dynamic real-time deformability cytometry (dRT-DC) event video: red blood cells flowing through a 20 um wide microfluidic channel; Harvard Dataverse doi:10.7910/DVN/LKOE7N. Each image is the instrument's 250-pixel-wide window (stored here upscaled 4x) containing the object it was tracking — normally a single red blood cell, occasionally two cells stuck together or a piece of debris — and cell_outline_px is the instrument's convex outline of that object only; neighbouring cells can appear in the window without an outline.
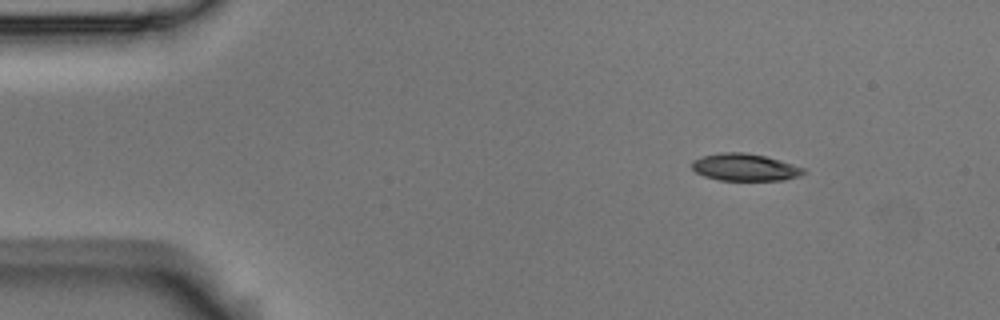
{"species": "Egyptian fruit bat (a non-hibernating species)", "species_latin": "Rousettus aegyptiacus", "temperature_condition": "room temperature", "stored_images_in_passage": 5, "camera_frame_rate_fps": 3000, "um_per_image_px": 0.085, "animal": {"sex": "male"}, "frame": {"image": 1, "passage_image": 1, "time_ms": 0.0, "image_size_px": [1000, 320], "cell_outline_px": [[804, 172], [800, 176], [784, 180], [720, 180], [704, 176], [696, 172], [692, 168], [692, 160], [700, 156], [720, 152], [744, 152], [764, 156], [792, 164], [804, 168]], "centroid_in_image_um": [63.27, 14.21], "position_along_channel_um": 21.7, "area_um2": 17.63}}
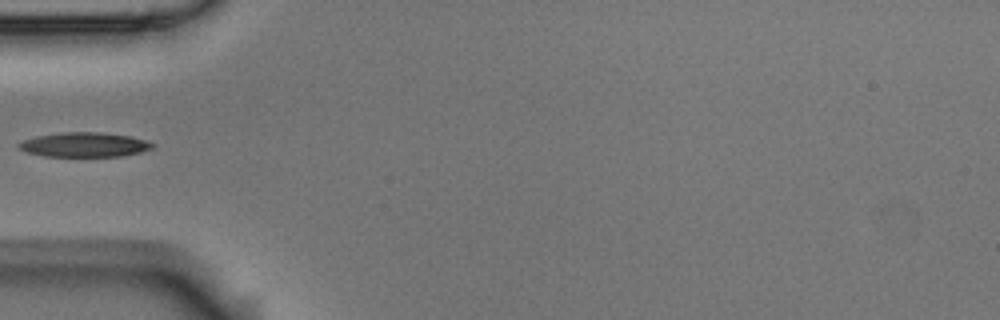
{"frame": {"image": 2, "passage_image": 4, "time_ms": 1.0, "image_size_px": [1000, 320], "cell_outline_px": [[156, 144], [152, 148], [140, 152], [120, 156], [44, 156], [28, 152], [20, 148], [16, 144], [24, 140], [36, 136], [64, 132], [100, 132], [132, 136]], "centroid_in_image_um": [7.19, 12.29], "position_along_channel_um": 77.8, "area_um2": 18.96}}
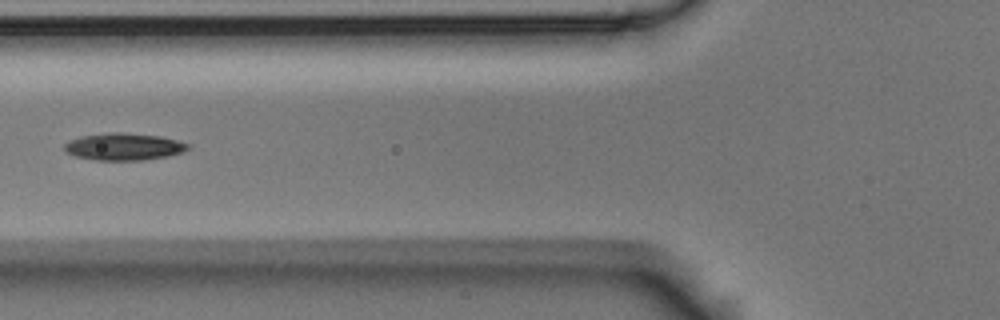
{"frame": {"image": 3, "passage_image": 5, "time_ms": 1.333, "image_size_px": [1000, 320], "cell_outline_px": [[192, 144], [184, 152], [168, 156], [144, 160], [96, 160], [76, 156], [68, 152], [64, 148], [64, 144], [80, 136], [112, 132], [120, 132], [160, 136]], "centroid_in_image_um": [10.57, 12.47], "position_along_channel_um": 115.2, "area_um2": 19.42}}